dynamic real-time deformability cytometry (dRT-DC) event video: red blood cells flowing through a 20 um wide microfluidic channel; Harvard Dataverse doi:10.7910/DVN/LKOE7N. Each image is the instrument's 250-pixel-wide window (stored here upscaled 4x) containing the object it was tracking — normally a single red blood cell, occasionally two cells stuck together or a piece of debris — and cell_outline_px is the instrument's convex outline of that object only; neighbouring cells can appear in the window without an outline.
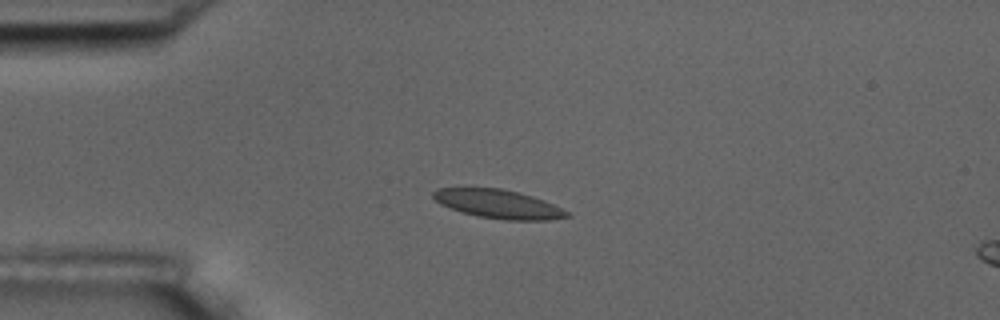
{"species": "common noctule bat (a hibernating species)", "species_latin": "Nyctalus noctula", "temperature_condition": "room temperature", "stored_images_in_passage": 8, "camera_frame_rate_fps": 3000, "um_per_image_px": 0.085, "animal": {"sex": "male", "body_mass_g": 17.5, "forearm_length_mm": 52.3}, "frame": {"image": 1, "passage_image": 4, "time_ms": 1.0, "image_size_px": [1000, 320], "cell_outline_px": [[572, 216], [548, 220], [504, 220], [476, 216], [460, 212], [440, 204], [432, 196], [432, 192], [436, 188], [500, 188], [532, 196], [544, 200], [568, 212]], "centroid_in_image_um": [42.32, 17.35], "position_along_channel_um": 42.7, "area_um2": 22.31}}
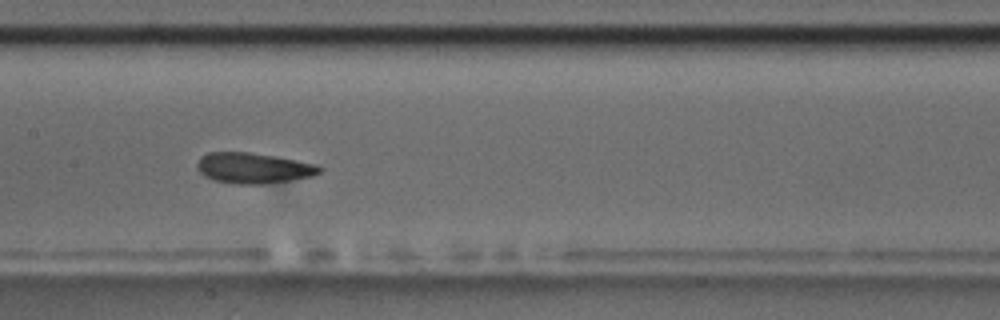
{"frame": {"image": 2, "passage_image": 8, "time_ms": 2.333, "image_size_px": [1000, 320], "cell_outline_px": [[324, 168], [320, 172], [312, 176], [288, 180], [260, 184], [236, 184], [212, 180], [204, 176], [200, 172], [196, 164], [200, 156], [208, 152], [248, 152], [272, 156], [316, 164]], "centroid_in_image_um": [21.49, 14.28], "position_along_channel_um": 185.9, "area_um2": 21.68}}